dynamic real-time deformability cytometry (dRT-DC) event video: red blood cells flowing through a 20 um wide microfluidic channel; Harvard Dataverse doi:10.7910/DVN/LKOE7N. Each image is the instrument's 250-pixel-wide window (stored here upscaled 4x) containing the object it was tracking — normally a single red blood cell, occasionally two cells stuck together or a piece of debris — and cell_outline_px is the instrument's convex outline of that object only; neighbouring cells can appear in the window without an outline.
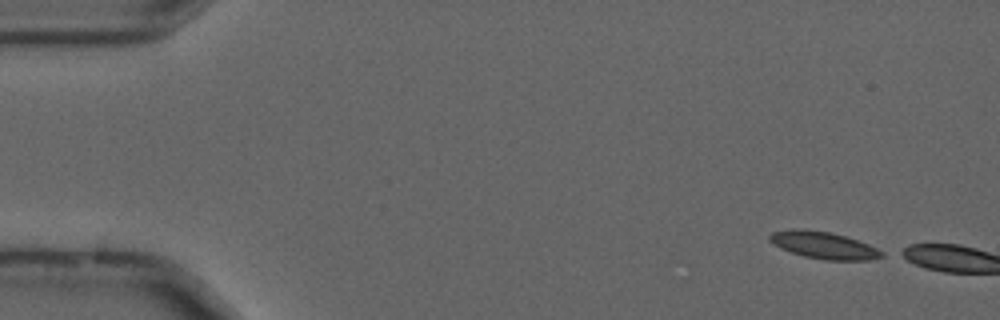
{"species": "common noctule bat (a hibernating species)", "species_latin": "Nyctalus noctula", "temperature_condition": "cold", "stored_images_in_passage": 3, "camera_frame_rate_fps": 3000, "um_per_image_px": 0.085, "animal": {"sex": "male", "forearm_length_mm": 52.5}, "frame": {"image": 1, "passage_image": 1, "time_ms": 0.0, "image_size_px": [1000, 320], "cell_outline_px": [[884, 256], [868, 260], [824, 260], [804, 256], [780, 248], [768, 240], [768, 236], [772, 232], [792, 228], [828, 232], [844, 236], [868, 244], [884, 252]], "centroid_in_image_um": [69.99, 20.85], "position_along_channel_um": 15.0, "area_um2": 17.46}}